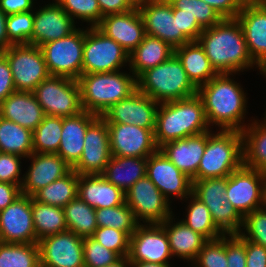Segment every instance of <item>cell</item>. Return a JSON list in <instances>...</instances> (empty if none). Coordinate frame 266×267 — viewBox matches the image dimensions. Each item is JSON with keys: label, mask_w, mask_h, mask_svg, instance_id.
I'll return each mask as SVG.
<instances>
[{"label": "cell", "mask_w": 266, "mask_h": 267, "mask_svg": "<svg viewBox=\"0 0 266 267\" xmlns=\"http://www.w3.org/2000/svg\"><path fill=\"white\" fill-rule=\"evenodd\" d=\"M187 198H190L186 208L187 215L182 221L194 232L204 236L207 240L222 237L224 234L213 223L207 206L192 193Z\"/></svg>", "instance_id": "f35d334b"}, {"label": "cell", "mask_w": 266, "mask_h": 267, "mask_svg": "<svg viewBox=\"0 0 266 267\" xmlns=\"http://www.w3.org/2000/svg\"><path fill=\"white\" fill-rule=\"evenodd\" d=\"M62 133V117L45 115L33 131L34 153H57Z\"/></svg>", "instance_id": "60d3db41"}, {"label": "cell", "mask_w": 266, "mask_h": 267, "mask_svg": "<svg viewBox=\"0 0 266 267\" xmlns=\"http://www.w3.org/2000/svg\"><path fill=\"white\" fill-rule=\"evenodd\" d=\"M243 230L245 231L243 232ZM239 234L245 240L266 248V210L259 208L246 215L243 218V226Z\"/></svg>", "instance_id": "681fc988"}, {"label": "cell", "mask_w": 266, "mask_h": 267, "mask_svg": "<svg viewBox=\"0 0 266 267\" xmlns=\"http://www.w3.org/2000/svg\"><path fill=\"white\" fill-rule=\"evenodd\" d=\"M207 142V132L165 143L159 150L192 181L197 180V171Z\"/></svg>", "instance_id": "484cf974"}, {"label": "cell", "mask_w": 266, "mask_h": 267, "mask_svg": "<svg viewBox=\"0 0 266 267\" xmlns=\"http://www.w3.org/2000/svg\"><path fill=\"white\" fill-rule=\"evenodd\" d=\"M61 8L75 21L81 19L96 27L102 20V13L97 0H55Z\"/></svg>", "instance_id": "ee69618b"}, {"label": "cell", "mask_w": 266, "mask_h": 267, "mask_svg": "<svg viewBox=\"0 0 266 267\" xmlns=\"http://www.w3.org/2000/svg\"><path fill=\"white\" fill-rule=\"evenodd\" d=\"M96 27L121 45L128 54L146 36L144 21L137 8L126 13L106 15Z\"/></svg>", "instance_id": "d4e9b609"}, {"label": "cell", "mask_w": 266, "mask_h": 267, "mask_svg": "<svg viewBox=\"0 0 266 267\" xmlns=\"http://www.w3.org/2000/svg\"><path fill=\"white\" fill-rule=\"evenodd\" d=\"M31 164L24 174L21 193L33 196L38 190L64 177L72 167L57 153H32Z\"/></svg>", "instance_id": "603a6c76"}, {"label": "cell", "mask_w": 266, "mask_h": 267, "mask_svg": "<svg viewBox=\"0 0 266 267\" xmlns=\"http://www.w3.org/2000/svg\"><path fill=\"white\" fill-rule=\"evenodd\" d=\"M106 267H131V262L128 256H126V257H121L114 264L108 265Z\"/></svg>", "instance_id": "6125c7cd"}, {"label": "cell", "mask_w": 266, "mask_h": 267, "mask_svg": "<svg viewBox=\"0 0 266 267\" xmlns=\"http://www.w3.org/2000/svg\"><path fill=\"white\" fill-rule=\"evenodd\" d=\"M16 92L13 75L7 58L0 52V104Z\"/></svg>", "instance_id": "db71d44e"}, {"label": "cell", "mask_w": 266, "mask_h": 267, "mask_svg": "<svg viewBox=\"0 0 266 267\" xmlns=\"http://www.w3.org/2000/svg\"><path fill=\"white\" fill-rule=\"evenodd\" d=\"M84 28L40 46L50 75L78 80L82 75Z\"/></svg>", "instance_id": "30bf717a"}, {"label": "cell", "mask_w": 266, "mask_h": 267, "mask_svg": "<svg viewBox=\"0 0 266 267\" xmlns=\"http://www.w3.org/2000/svg\"><path fill=\"white\" fill-rule=\"evenodd\" d=\"M22 158L24 157L0 152V182L22 186L24 179V175L20 177Z\"/></svg>", "instance_id": "f907efd6"}, {"label": "cell", "mask_w": 266, "mask_h": 267, "mask_svg": "<svg viewBox=\"0 0 266 267\" xmlns=\"http://www.w3.org/2000/svg\"><path fill=\"white\" fill-rule=\"evenodd\" d=\"M197 41L218 74H238L255 65L259 68L248 52L237 18H223L213 27L204 29Z\"/></svg>", "instance_id": "6da1fadb"}, {"label": "cell", "mask_w": 266, "mask_h": 267, "mask_svg": "<svg viewBox=\"0 0 266 267\" xmlns=\"http://www.w3.org/2000/svg\"><path fill=\"white\" fill-rule=\"evenodd\" d=\"M34 12L32 37L29 44L38 47L69 36L74 32L76 22L56 2L49 3Z\"/></svg>", "instance_id": "7402d4cb"}, {"label": "cell", "mask_w": 266, "mask_h": 267, "mask_svg": "<svg viewBox=\"0 0 266 267\" xmlns=\"http://www.w3.org/2000/svg\"><path fill=\"white\" fill-rule=\"evenodd\" d=\"M92 237L120 257L129 254L130 236L124 231L112 227H98Z\"/></svg>", "instance_id": "c3c4849f"}, {"label": "cell", "mask_w": 266, "mask_h": 267, "mask_svg": "<svg viewBox=\"0 0 266 267\" xmlns=\"http://www.w3.org/2000/svg\"><path fill=\"white\" fill-rule=\"evenodd\" d=\"M171 202L147 176L137 180L125 192V203L131 208L139 224L141 221L144 224L163 223L174 215Z\"/></svg>", "instance_id": "7c38bea8"}, {"label": "cell", "mask_w": 266, "mask_h": 267, "mask_svg": "<svg viewBox=\"0 0 266 267\" xmlns=\"http://www.w3.org/2000/svg\"><path fill=\"white\" fill-rule=\"evenodd\" d=\"M34 0H0V10L6 14L14 15L21 12L35 11Z\"/></svg>", "instance_id": "6f0895ef"}, {"label": "cell", "mask_w": 266, "mask_h": 267, "mask_svg": "<svg viewBox=\"0 0 266 267\" xmlns=\"http://www.w3.org/2000/svg\"><path fill=\"white\" fill-rule=\"evenodd\" d=\"M210 127L203 102L196 94L159 104L154 139L157 147L177 139L208 132Z\"/></svg>", "instance_id": "3957f363"}, {"label": "cell", "mask_w": 266, "mask_h": 267, "mask_svg": "<svg viewBox=\"0 0 266 267\" xmlns=\"http://www.w3.org/2000/svg\"><path fill=\"white\" fill-rule=\"evenodd\" d=\"M250 121L242 131L243 165L259 170L266 177V118Z\"/></svg>", "instance_id": "836d02e7"}, {"label": "cell", "mask_w": 266, "mask_h": 267, "mask_svg": "<svg viewBox=\"0 0 266 267\" xmlns=\"http://www.w3.org/2000/svg\"><path fill=\"white\" fill-rule=\"evenodd\" d=\"M33 93L45 115L68 117L83 111L77 80L50 75Z\"/></svg>", "instance_id": "9c48e42d"}, {"label": "cell", "mask_w": 266, "mask_h": 267, "mask_svg": "<svg viewBox=\"0 0 266 267\" xmlns=\"http://www.w3.org/2000/svg\"><path fill=\"white\" fill-rule=\"evenodd\" d=\"M260 70V74L264 75V78L266 77V63L262 64L258 68ZM265 118H266V108H265Z\"/></svg>", "instance_id": "003e7915"}, {"label": "cell", "mask_w": 266, "mask_h": 267, "mask_svg": "<svg viewBox=\"0 0 266 267\" xmlns=\"http://www.w3.org/2000/svg\"><path fill=\"white\" fill-rule=\"evenodd\" d=\"M0 116L33 132L45 113L33 92L16 91L0 104Z\"/></svg>", "instance_id": "f1b7e54d"}, {"label": "cell", "mask_w": 266, "mask_h": 267, "mask_svg": "<svg viewBox=\"0 0 266 267\" xmlns=\"http://www.w3.org/2000/svg\"><path fill=\"white\" fill-rule=\"evenodd\" d=\"M32 214L38 241L44 237L68 230L64 210L61 207L42 204L32 198Z\"/></svg>", "instance_id": "74e56055"}, {"label": "cell", "mask_w": 266, "mask_h": 267, "mask_svg": "<svg viewBox=\"0 0 266 267\" xmlns=\"http://www.w3.org/2000/svg\"><path fill=\"white\" fill-rule=\"evenodd\" d=\"M169 240L160 224H139L130 236L128 258L131 263L150 262L168 265L172 258Z\"/></svg>", "instance_id": "5bb4252c"}, {"label": "cell", "mask_w": 266, "mask_h": 267, "mask_svg": "<svg viewBox=\"0 0 266 267\" xmlns=\"http://www.w3.org/2000/svg\"><path fill=\"white\" fill-rule=\"evenodd\" d=\"M95 214L98 227H112L126 232L129 236L135 232L139 225L133 211L125 202L111 208L95 209Z\"/></svg>", "instance_id": "b9f144b4"}, {"label": "cell", "mask_w": 266, "mask_h": 267, "mask_svg": "<svg viewBox=\"0 0 266 267\" xmlns=\"http://www.w3.org/2000/svg\"><path fill=\"white\" fill-rule=\"evenodd\" d=\"M40 267H85L83 238L66 230L38 241Z\"/></svg>", "instance_id": "9a60e30c"}, {"label": "cell", "mask_w": 266, "mask_h": 267, "mask_svg": "<svg viewBox=\"0 0 266 267\" xmlns=\"http://www.w3.org/2000/svg\"><path fill=\"white\" fill-rule=\"evenodd\" d=\"M0 242L38 243L32 214V197L20 195L0 211Z\"/></svg>", "instance_id": "e0dca14e"}, {"label": "cell", "mask_w": 266, "mask_h": 267, "mask_svg": "<svg viewBox=\"0 0 266 267\" xmlns=\"http://www.w3.org/2000/svg\"><path fill=\"white\" fill-rule=\"evenodd\" d=\"M34 24V11L9 15L6 21L8 40L12 45L29 44Z\"/></svg>", "instance_id": "f6af8a7d"}, {"label": "cell", "mask_w": 266, "mask_h": 267, "mask_svg": "<svg viewBox=\"0 0 266 267\" xmlns=\"http://www.w3.org/2000/svg\"><path fill=\"white\" fill-rule=\"evenodd\" d=\"M67 229L85 238L91 237L98 228L95 209L78 196L63 207Z\"/></svg>", "instance_id": "8d00e7d4"}, {"label": "cell", "mask_w": 266, "mask_h": 267, "mask_svg": "<svg viewBox=\"0 0 266 267\" xmlns=\"http://www.w3.org/2000/svg\"><path fill=\"white\" fill-rule=\"evenodd\" d=\"M21 193V187L8 182H0V211L13 203Z\"/></svg>", "instance_id": "91938a15"}, {"label": "cell", "mask_w": 266, "mask_h": 267, "mask_svg": "<svg viewBox=\"0 0 266 267\" xmlns=\"http://www.w3.org/2000/svg\"><path fill=\"white\" fill-rule=\"evenodd\" d=\"M77 81L82 109L98 116L137 90V78L131 71L82 74Z\"/></svg>", "instance_id": "277c9868"}, {"label": "cell", "mask_w": 266, "mask_h": 267, "mask_svg": "<svg viewBox=\"0 0 266 267\" xmlns=\"http://www.w3.org/2000/svg\"><path fill=\"white\" fill-rule=\"evenodd\" d=\"M110 157L107 122L98 116L87 128L82 155L72 169L79 175L101 174Z\"/></svg>", "instance_id": "ac0fdd59"}, {"label": "cell", "mask_w": 266, "mask_h": 267, "mask_svg": "<svg viewBox=\"0 0 266 267\" xmlns=\"http://www.w3.org/2000/svg\"><path fill=\"white\" fill-rule=\"evenodd\" d=\"M230 73L217 74L209 82L197 88V95L203 102L209 126L219 130H238L242 132L247 113V97ZM231 77V78H230Z\"/></svg>", "instance_id": "7a4b0ae2"}, {"label": "cell", "mask_w": 266, "mask_h": 267, "mask_svg": "<svg viewBox=\"0 0 266 267\" xmlns=\"http://www.w3.org/2000/svg\"><path fill=\"white\" fill-rule=\"evenodd\" d=\"M97 117L98 115L84 110L74 116L62 117V133L57 154L71 167L80 160L87 128Z\"/></svg>", "instance_id": "4316f807"}, {"label": "cell", "mask_w": 266, "mask_h": 267, "mask_svg": "<svg viewBox=\"0 0 266 267\" xmlns=\"http://www.w3.org/2000/svg\"><path fill=\"white\" fill-rule=\"evenodd\" d=\"M127 1L133 8L139 9L140 7L146 5L151 0H127Z\"/></svg>", "instance_id": "e7e4bbea"}, {"label": "cell", "mask_w": 266, "mask_h": 267, "mask_svg": "<svg viewBox=\"0 0 266 267\" xmlns=\"http://www.w3.org/2000/svg\"><path fill=\"white\" fill-rule=\"evenodd\" d=\"M192 266L228 267L226 258V235L218 239L208 240L198 252L196 259L192 262Z\"/></svg>", "instance_id": "bcb514c9"}, {"label": "cell", "mask_w": 266, "mask_h": 267, "mask_svg": "<svg viewBox=\"0 0 266 267\" xmlns=\"http://www.w3.org/2000/svg\"><path fill=\"white\" fill-rule=\"evenodd\" d=\"M173 219L175 222V218L172 215L160 224L167 234L171 254L173 257L182 258L184 261L193 262L208 240L199 233L194 232L182 220H177L174 223Z\"/></svg>", "instance_id": "f546056e"}, {"label": "cell", "mask_w": 266, "mask_h": 267, "mask_svg": "<svg viewBox=\"0 0 266 267\" xmlns=\"http://www.w3.org/2000/svg\"><path fill=\"white\" fill-rule=\"evenodd\" d=\"M79 174L73 169L64 177L38 190L32 198L42 204L63 208L77 197Z\"/></svg>", "instance_id": "d590c367"}, {"label": "cell", "mask_w": 266, "mask_h": 267, "mask_svg": "<svg viewBox=\"0 0 266 267\" xmlns=\"http://www.w3.org/2000/svg\"><path fill=\"white\" fill-rule=\"evenodd\" d=\"M137 89L159 103L197 94V88L188 79L181 61L175 54L160 65L143 72L137 78Z\"/></svg>", "instance_id": "8992f818"}, {"label": "cell", "mask_w": 266, "mask_h": 267, "mask_svg": "<svg viewBox=\"0 0 266 267\" xmlns=\"http://www.w3.org/2000/svg\"><path fill=\"white\" fill-rule=\"evenodd\" d=\"M139 11L146 35L159 38L174 49L191 42L178 31L177 16H173V8L168 0H151Z\"/></svg>", "instance_id": "d6986e66"}, {"label": "cell", "mask_w": 266, "mask_h": 267, "mask_svg": "<svg viewBox=\"0 0 266 267\" xmlns=\"http://www.w3.org/2000/svg\"><path fill=\"white\" fill-rule=\"evenodd\" d=\"M159 104V102L137 89L129 97L113 104L101 117L107 123L132 124L141 128H155Z\"/></svg>", "instance_id": "44dd1931"}, {"label": "cell", "mask_w": 266, "mask_h": 267, "mask_svg": "<svg viewBox=\"0 0 266 267\" xmlns=\"http://www.w3.org/2000/svg\"><path fill=\"white\" fill-rule=\"evenodd\" d=\"M173 9H179V14H188L195 17L203 28H210L223 18L219 13L203 0H168Z\"/></svg>", "instance_id": "7bdbcfd3"}, {"label": "cell", "mask_w": 266, "mask_h": 267, "mask_svg": "<svg viewBox=\"0 0 266 267\" xmlns=\"http://www.w3.org/2000/svg\"><path fill=\"white\" fill-rule=\"evenodd\" d=\"M174 54L181 61L188 79L196 88L206 84L218 74L198 41H191L175 48Z\"/></svg>", "instance_id": "4dcf8cb0"}, {"label": "cell", "mask_w": 266, "mask_h": 267, "mask_svg": "<svg viewBox=\"0 0 266 267\" xmlns=\"http://www.w3.org/2000/svg\"><path fill=\"white\" fill-rule=\"evenodd\" d=\"M0 267H40L38 244L0 242Z\"/></svg>", "instance_id": "ab89813d"}, {"label": "cell", "mask_w": 266, "mask_h": 267, "mask_svg": "<svg viewBox=\"0 0 266 267\" xmlns=\"http://www.w3.org/2000/svg\"><path fill=\"white\" fill-rule=\"evenodd\" d=\"M102 18L110 14L126 13L134 9L127 0H97Z\"/></svg>", "instance_id": "680465c9"}, {"label": "cell", "mask_w": 266, "mask_h": 267, "mask_svg": "<svg viewBox=\"0 0 266 267\" xmlns=\"http://www.w3.org/2000/svg\"><path fill=\"white\" fill-rule=\"evenodd\" d=\"M174 54V48L159 38L146 35L129 54V70L138 78L146 70L160 65Z\"/></svg>", "instance_id": "1f68e13d"}, {"label": "cell", "mask_w": 266, "mask_h": 267, "mask_svg": "<svg viewBox=\"0 0 266 267\" xmlns=\"http://www.w3.org/2000/svg\"><path fill=\"white\" fill-rule=\"evenodd\" d=\"M173 16H177L178 31H181L190 41H197L203 28L195 17L188 14H179V9H173Z\"/></svg>", "instance_id": "f5cc1de1"}, {"label": "cell", "mask_w": 266, "mask_h": 267, "mask_svg": "<svg viewBox=\"0 0 266 267\" xmlns=\"http://www.w3.org/2000/svg\"><path fill=\"white\" fill-rule=\"evenodd\" d=\"M147 157L111 156L101 175L124 193L146 176Z\"/></svg>", "instance_id": "d6a6232c"}, {"label": "cell", "mask_w": 266, "mask_h": 267, "mask_svg": "<svg viewBox=\"0 0 266 267\" xmlns=\"http://www.w3.org/2000/svg\"><path fill=\"white\" fill-rule=\"evenodd\" d=\"M146 176L168 200L173 196L180 201H188L187 197L192 193V179L182 173L159 149L147 157Z\"/></svg>", "instance_id": "ffe728a7"}, {"label": "cell", "mask_w": 266, "mask_h": 267, "mask_svg": "<svg viewBox=\"0 0 266 267\" xmlns=\"http://www.w3.org/2000/svg\"><path fill=\"white\" fill-rule=\"evenodd\" d=\"M77 196L94 209L111 208L125 202V193L101 174L79 175Z\"/></svg>", "instance_id": "83f0119b"}, {"label": "cell", "mask_w": 266, "mask_h": 267, "mask_svg": "<svg viewBox=\"0 0 266 267\" xmlns=\"http://www.w3.org/2000/svg\"><path fill=\"white\" fill-rule=\"evenodd\" d=\"M261 208L266 210V180H265L264 187H263V196H262V206H261Z\"/></svg>", "instance_id": "03108f58"}, {"label": "cell", "mask_w": 266, "mask_h": 267, "mask_svg": "<svg viewBox=\"0 0 266 267\" xmlns=\"http://www.w3.org/2000/svg\"><path fill=\"white\" fill-rule=\"evenodd\" d=\"M129 54L97 27L84 29L82 74L116 72L127 66Z\"/></svg>", "instance_id": "ba28073f"}, {"label": "cell", "mask_w": 266, "mask_h": 267, "mask_svg": "<svg viewBox=\"0 0 266 267\" xmlns=\"http://www.w3.org/2000/svg\"><path fill=\"white\" fill-rule=\"evenodd\" d=\"M215 9L222 18H236L244 4L243 0H203Z\"/></svg>", "instance_id": "11a10c76"}, {"label": "cell", "mask_w": 266, "mask_h": 267, "mask_svg": "<svg viewBox=\"0 0 266 267\" xmlns=\"http://www.w3.org/2000/svg\"><path fill=\"white\" fill-rule=\"evenodd\" d=\"M1 53L10 65L16 91L33 92L50 76L43 53L36 45H11Z\"/></svg>", "instance_id": "8fae6325"}, {"label": "cell", "mask_w": 266, "mask_h": 267, "mask_svg": "<svg viewBox=\"0 0 266 267\" xmlns=\"http://www.w3.org/2000/svg\"><path fill=\"white\" fill-rule=\"evenodd\" d=\"M33 132L0 116V152L28 158L33 153Z\"/></svg>", "instance_id": "e575fe53"}, {"label": "cell", "mask_w": 266, "mask_h": 267, "mask_svg": "<svg viewBox=\"0 0 266 267\" xmlns=\"http://www.w3.org/2000/svg\"><path fill=\"white\" fill-rule=\"evenodd\" d=\"M227 177L208 178L192 181V194L209 209L216 227L224 234H239L243 217L225 196Z\"/></svg>", "instance_id": "52a82bcc"}, {"label": "cell", "mask_w": 266, "mask_h": 267, "mask_svg": "<svg viewBox=\"0 0 266 267\" xmlns=\"http://www.w3.org/2000/svg\"><path fill=\"white\" fill-rule=\"evenodd\" d=\"M218 131L207 132L206 148L198 166L197 180L228 177L243 165L242 132Z\"/></svg>", "instance_id": "5b68a950"}, {"label": "cell", "mask_w": 266, "mask_h": 267, "mask_svg": "<svg viewBox=\"0 0 266 267\" xmlns=\"http://www.w3.org/2000/svg\"><path fill=\"white\" fill-rule=\"evenodd\" d=\"M236 18L253 61L258 66L266 63V4L245 2Z\"/></svg>", "instance_id": "cb8c5ba5"}, {"label": "cell", "mask_w": 266, "mask_h": 267, "mask_svg": "<svg viewBox=\"0 0 266 267\" xmlns=\"http://www.w3.org/2000/svg\"><path fill=\"white\" fill-rule=\"evenodd\" d=\"M226 258L228 267H246L245 239L240 234L226 236Z\"/></svg>", "instance_id": "816d5d0a"}, {"label": "cell", "mask_w": 266, "mask_h": 267, "mask_svg": "<svg viewBox=\"0 0 266 267\" xmlns=\"http://www.w3.org/2000/svg\"><path fill=\"white\" fill-rule=\"evenodd\" d=\"M7 15L0 10V52L5 51L12 44L8 40L6 32Z\"/></svg>", "instance_id": "94428289"}, {"label": "cell", "mask_w": 266, "mask_h": 267, "mask_svg": "<svg viewBox=\"0 0 266 267\" xmlns=\"http://www.w3.org/2000/svg\"><path fill=\"white\" fill-rule=\"evenodd\" d=\"M265 180L259 170L244 165L227 177L225 196L243 218L261 208Z\"/></svg>", "instance_id": "4fadbf2b"}, {"label": "cell", "mask_w": 266, "mask_h": 267, "mask_svg": "<svg viewBox=\"0 0 266 267\" xmlns=\"http://www.w3.org/2000/svg\"><path fill=\"white\" fill-rule=\"evenodd\" d=\"M245 2H263L264 0H243Z\"/></svg>", "instance_id": "a7ac6f4b"}, {"label": "cell", "mask_w": 266, "mask_h": 267, "mask_svg": "<svg viewBox=\"0 0 266 267\" xmlns=\"http://www.w3.org/2000/svg\"><path fill=\"white\" fill-rule=\"evenodd\" d=\"M83 253L85 267H106L121 258L116 252L105 248L92 236L83 238Z\"/></svg>", "instance_id": "7dc6e473"}, {"label": "cell", "mask_w": 266, "mask_h": 267, "mask_svg": "<svg viewBox=\"0 0 266 267\" xmlns=\"http://www.w3.org/2000/svg\"><path fill=\"white\" fill-rule=\"evenodd\" d=\"M107 126L111 156L148 157L159 149L154 139L155 128L118 123Z\"/></svg>", "instance_id": "2e32d148"}, {"label": "cell", "mask_w": 266, "mask_h": 267, "mask_svg": "<svg viewBox=\"0 0 266 267\" xmlns=\"http://www.w3.org/2000/svg\"><path fill=\"white\" fill-rule=\"evenodd\" d=\"M246 267H266V248L245 240Z\"/></svg>", "instance_id": "9f6ffc18"}, {"label": "cell", "mask_w": 266, "mask_h": 267, "mask_svg": "<svg viewBox=\"0 0 266 267\" xmlns=\"http://www.w3.org/2000/svg\"><path fill=\"white\" fill-rule=\"evenodd\" d=\"M131 267H169V266L163 265L160 263L135 262V263H131Z\"/></svg>", "instance_id": "be15d7a7"}]
</instances>
